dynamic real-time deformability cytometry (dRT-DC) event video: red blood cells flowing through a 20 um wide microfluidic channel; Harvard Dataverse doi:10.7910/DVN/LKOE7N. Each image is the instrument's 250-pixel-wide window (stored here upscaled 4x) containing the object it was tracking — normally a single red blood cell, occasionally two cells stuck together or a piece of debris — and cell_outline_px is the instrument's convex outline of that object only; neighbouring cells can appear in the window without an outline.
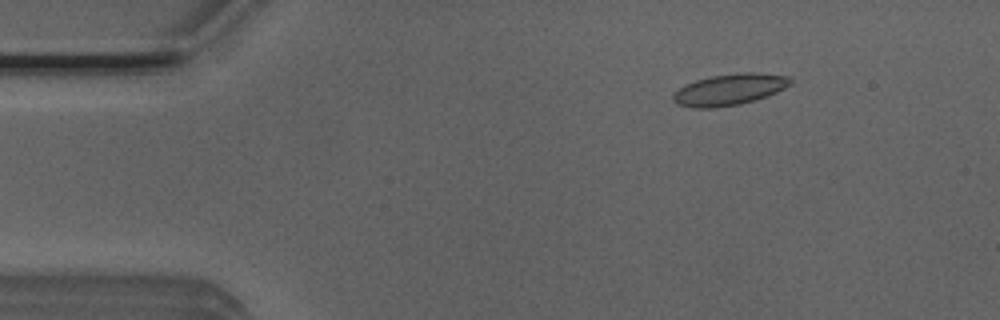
{"species": "Egyptian fruit bat (a non-hibernating species)", "species_latin": "Rousettus aegyptiacus", "temperature_condition": "room temperature", "stored_images_in_passage": 15, "camera_frame_rate_fps": 3000, "um_per_image_px": 0.085, "animal": {"sex": "male"}, "frame": {"image": 1, "passage_image": 7, "time_ms": 2.0, "image_size_px": [1000, 320], "cell_outline_px": [[792, 84], [768, 96], [740, 104], [716, 108], [692, 108], [676, 104], [672, 100], [672, 96], [684, 84], [696, 80], [712, 76], [740, 72], [752, 72], [788, 76], [792, 80]], "centroid_in_image_um": [61.99, 7.62], "position_along_channel_um": 23.0, "area_um2": 21.5}}